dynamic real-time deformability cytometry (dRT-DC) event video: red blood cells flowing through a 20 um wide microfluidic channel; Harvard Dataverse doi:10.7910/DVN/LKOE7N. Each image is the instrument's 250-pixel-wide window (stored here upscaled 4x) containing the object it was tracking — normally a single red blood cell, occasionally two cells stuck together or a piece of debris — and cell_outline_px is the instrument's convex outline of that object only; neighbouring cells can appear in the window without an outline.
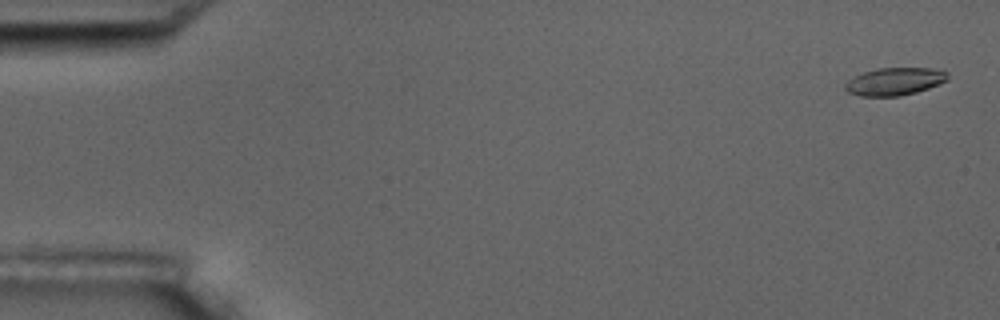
{"species": "common noctule bat (a hibernating species)", "species_latin": "Nyctalus noctula", "temperature_condition": "room temperature", "stored_images_in_passage": 17, "camera_frame_rate_fps": 3000, "um_per_image_px": 0.085, "animal": {"sex": "male", "body_mass_g": 17.5, "forearm_length_mm": 52.3}, "frame": {"image": 1, "passage_image": 1, "time_ms": 0.0, "image_size_px": [1000, 320], "cell_outline_px": [[948, 80], [928, 88], [916, 92], [900, 96], [860, 96], [848, 92], [844, 88], [844, 84], [848, 80], [864, 72], [880, 68], [932, 68], [948, 72]], "centroid_in_image_um": [76.05, 6.93], "position_along_channel_um": 9.0, "area_um2": 16.42}}
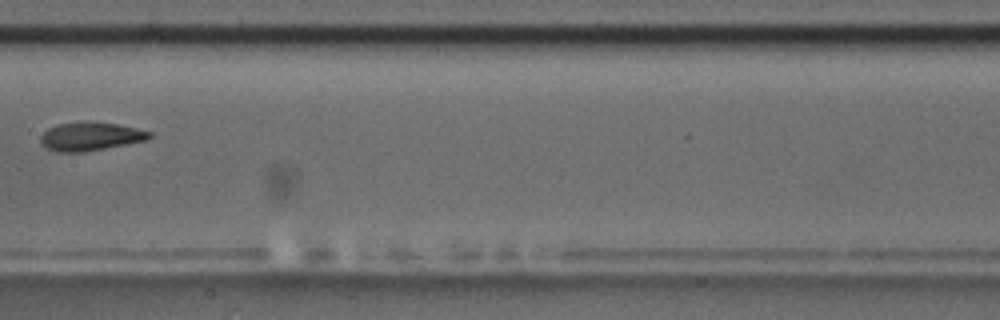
{"frame": {"image": 2, "passage_image": 9, "time_ms": 9.333, "image_size_px": [1000, 320], "cell_outline_px": [[152, 136], [144, 140], [84, 152], [56, 152], [40, 144], [40, 136], [48, 128], [56, 124], [88, 120], [116, 124], [136, 128], [152, 132]], "centroid_in_image_um": [7.63, 11.57], "position_along_channel_um": 199.8, "area_um2": 18.09}}
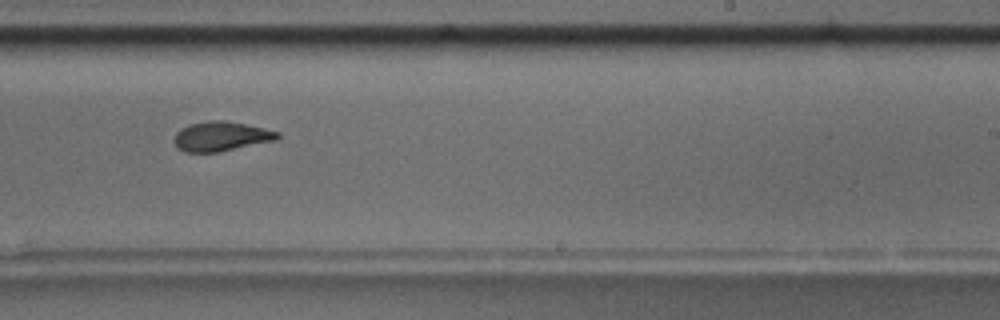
{"frame": {"image": 3, "passage_image": 11, "time_ms": 11.333, "image_size_px": [1000, 320], "cell_outline_px": [[280, 136], [276, 140], [220, 152], [184, 152], [176, 148], [172, 140], [176, 132], [180, 128], [188, 124], [208, 120], [224, 120], [248, 124], [280, 132]], "centroid_in_image_um": [18.75, 11.58], "position_along_channel_um": 270.2, "area_um2": 18.21}, "authors_computed_cell_mechanics": {"area_um2": 17.8024, "velocity_mm_per_s": 3.5322, "shape_relaxation_time_tau1_ms": 3.333, "shape_relaxation_time_tau2_ms": 2.3038, "deformation_change_tau1": 0.127, "deformation_change_tau2": 0.0832}}